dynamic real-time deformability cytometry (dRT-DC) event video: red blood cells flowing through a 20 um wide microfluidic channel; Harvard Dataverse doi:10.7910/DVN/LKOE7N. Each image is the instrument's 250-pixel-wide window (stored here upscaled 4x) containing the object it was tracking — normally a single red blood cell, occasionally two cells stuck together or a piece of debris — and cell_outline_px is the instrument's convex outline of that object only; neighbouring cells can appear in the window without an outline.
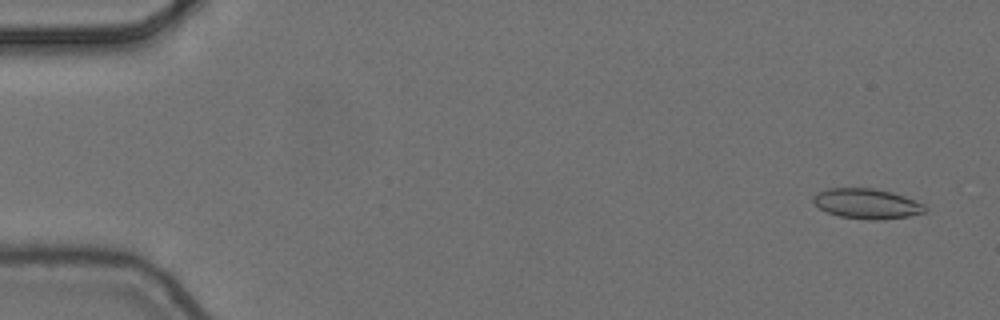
{"species": "common noctule bat (a hibernating species)", "species_latin": "Nyctalus noctula", "temperature_condition": "cold", "stored_images_in_passage": 5, "camera_frame_rate_fps": 3000, "um_per_image_px": 0.085, "animal": {"sex": "female", "body_mass_g": 24.6, "forearm_length_mm": 56.2}, "frame": {"image": 1, "passage_image": 1, "time_ms": 0.0, "image_size_px": [1000, 320], "cell_outline_px": [[928, 208], [924, 212], [908, 216], [880, 220], [868, 220], [840, 216], [828, 212], [820, 208], [812, 200], [812, 196], [828, 188], [872, 188], [892, 192], [904, 196], [924, 204]], "centroid_in_image_um": [73.7, 17.31], "position_along_channel_um": 11.3, "area_um2": 19.48}}
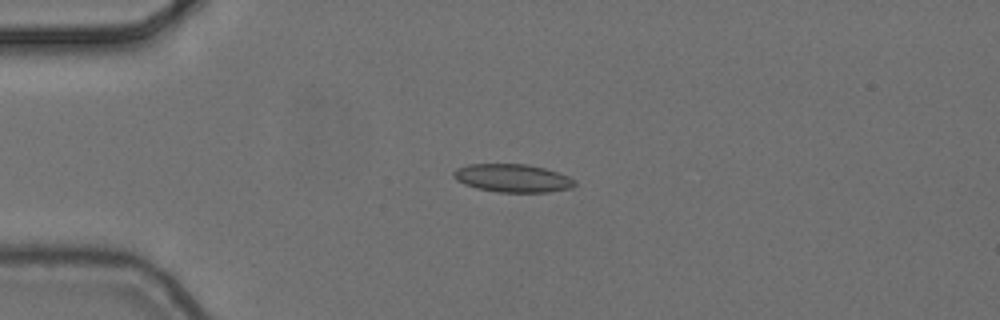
{"frame": {"image": 2, "passage_image": 4, "time_ms": 1.0, "image_size_px": [1000, 320], "cell_outline_px": [[576, 184], [572, 188], [548, 192], [496, 192], [476, 188], [464, 184], [456, 180], [452, 176], [452, 172], [456, 168], [468, 164], [528, 164], [544, 168], [568, 176], [576, 180]], "centroid_in_image_um": [43.55, 15.14], "position_along_channel_um": 41.5, "area_um2": 20.0}}